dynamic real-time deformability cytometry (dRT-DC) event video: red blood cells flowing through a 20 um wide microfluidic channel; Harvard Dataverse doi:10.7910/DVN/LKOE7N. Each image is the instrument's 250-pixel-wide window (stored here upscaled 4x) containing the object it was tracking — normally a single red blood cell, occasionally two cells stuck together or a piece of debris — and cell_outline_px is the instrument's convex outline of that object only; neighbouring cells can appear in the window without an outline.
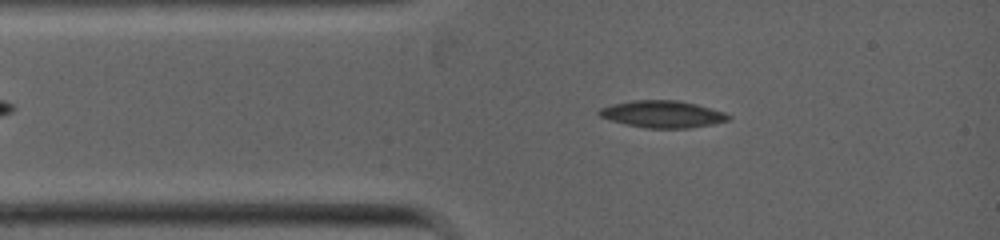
{"species": "common noctule bat (a hibernating species)", "species_latin": "Nyctalus noctula", "temperature_condition": "warm", "stored_images_in_passage": 36, "camera_frame_rate_fps": 5000, "um_per_image_px": 0.085, "animal": {"sex": "female", "body_mass_g": 19.0, "forearm_length_mm": 53.3}, "frame": {"image": 1, "passage_image": 4, "time_ms": 0.8, "image_size_px": [1000, 240], "cell_outline_px": [[732, 116], [728, 120], [712, 124], [692, 128], [644, 128], [612, 120], [600, 116], [596, 112], [600, 108], [612, 104], [632, 100], [680, 100], [696, 104], [724, 112]], "centroid_in_image_um": [56.32, 9.7], "position_along_channel_um": 28.7, "area_um2": 20.29}}
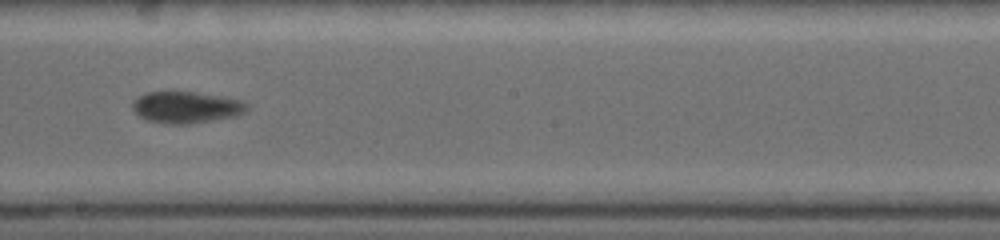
{"frame": {"image": 2, "passage_image": 18, "time_ms": 5.2, "image_size_px": [1000, 240], "cell_outline_px": [[248, 108], [244, 112], [236, 116], [188, 124], [172, 124], [144, 120], [132, 108], [132, 100], [148, 92], [192, 92], [220, 96], [240, 100], [248, 104]], "centroid_in_image_um": [15.81, 9.12], "position_along_channel_um": 232.4, "area_um2": 20.87}}
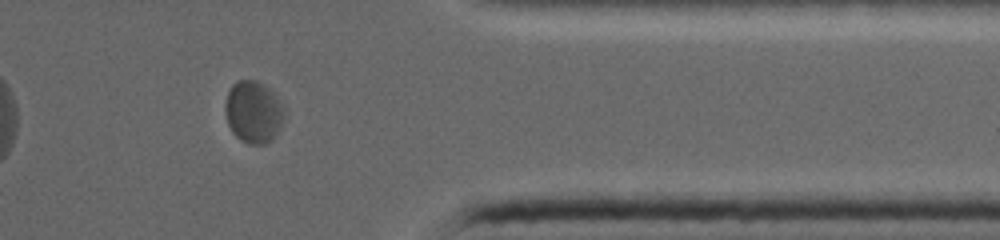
{"frame": {"image": 3, "passage_image": 29, "time_ms": 8.6, "image_size_px": [1000, 240], "cell_outline_px": [[284, 120], [276, 136], [272, 140], [264, 144], [248, 144], [240, 140], [232, 132], [228, 124], [224, 112], [224, 104], [228, 92], [232, 84], [236, 80], [256, 80], [264, 84], [276, 96], [284, 108]], "centroid_in_image_um": [21.53, 9.52], "position_along_channel_um": 389.9, "area_um2": 21.68}}